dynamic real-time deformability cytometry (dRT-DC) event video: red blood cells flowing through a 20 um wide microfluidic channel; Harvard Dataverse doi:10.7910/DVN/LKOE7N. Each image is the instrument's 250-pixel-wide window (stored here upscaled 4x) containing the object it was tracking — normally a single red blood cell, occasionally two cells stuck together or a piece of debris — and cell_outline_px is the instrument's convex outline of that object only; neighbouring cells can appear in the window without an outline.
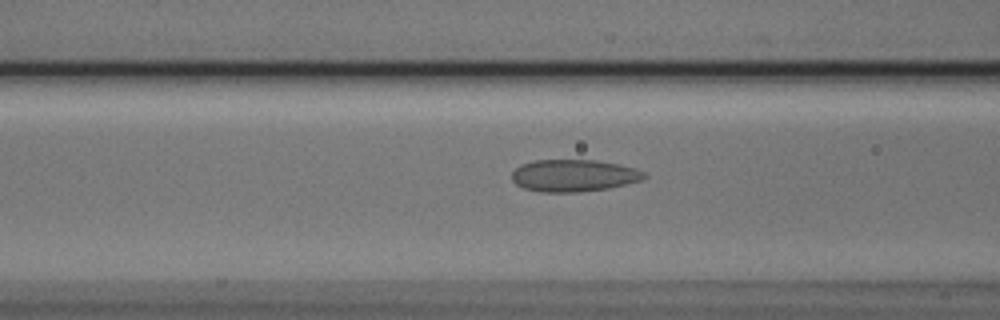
{"species": "Egyptian fruit bat (a non-hibernating species)", "species_latin": "Rousettus aegyptiacus", "temperature_condition": "cold", "stored_images_in_passage": 31, "camera_frame_rate_fps": 3000, "um_per_image_px": 0.085, "animal": {"sex": "male"}, "frame": {"image": 1, "passage_image": 5, "time_ms": 1.333, "image_size_px": [1000, 320], "cell_outline_px": [[648, 176], [640, 180], [608, 188], [576, 192], [540, 192], [524, 188], [516, 184], [512, 180], [512, 172], [520, 164], [536, 160], [596, 160], [620, 164], [636, 168], [644, 172]], "centroid_in_image_um": [48.76, 14.91], "position_along_channel_um": 117.8, "area_um2": 24.74}}
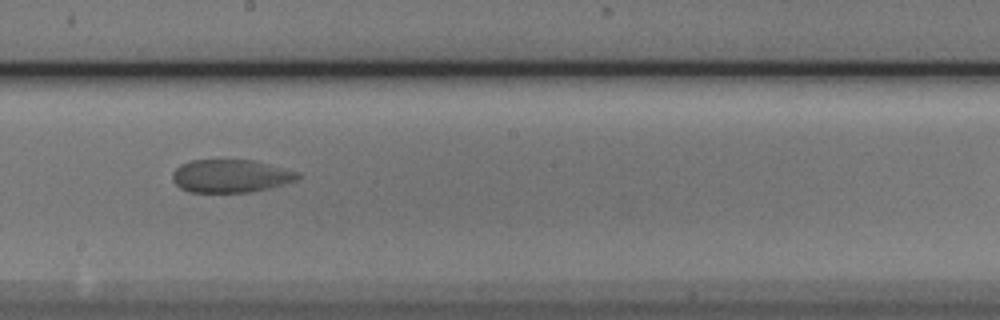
{"frame": {"image": 2, "passage_image": 14, "time_ms": 4.333, "image_size_px": [1000, 320], "cell_outline_px": [[300, 176], [296, 180], [268, 188], [248, 192], [188, 192], [180, 188], [172, 180], [172, 172], [180, 164], [192, 160], [252, 160], [300, 172]], "centroid_in_image_um": [19.57, 14.96], "position_along_channel_um": 228.6, "area_um2": 23.99}}
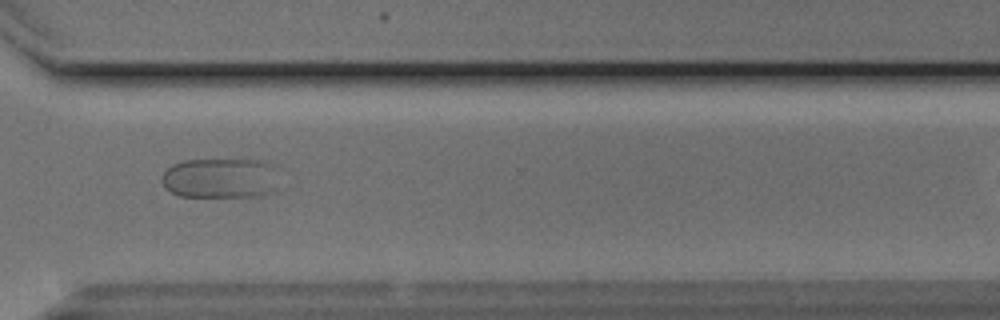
{"frame": {"image": 3, "passage_image": 24, "time_ms": 7.667, "image_size_px": [1000, 320], "cell_outline_px": [[272, 192], [268, 196], [180, 196], [164, 188], [160, 180], [164, 172], [172, 164], [184, 160], [252, 160], [268, 164]], "centroid_in_image_um": [18.53, 15.16], "position_along_channel_um": 352.1, "area_um2": 26.41}}